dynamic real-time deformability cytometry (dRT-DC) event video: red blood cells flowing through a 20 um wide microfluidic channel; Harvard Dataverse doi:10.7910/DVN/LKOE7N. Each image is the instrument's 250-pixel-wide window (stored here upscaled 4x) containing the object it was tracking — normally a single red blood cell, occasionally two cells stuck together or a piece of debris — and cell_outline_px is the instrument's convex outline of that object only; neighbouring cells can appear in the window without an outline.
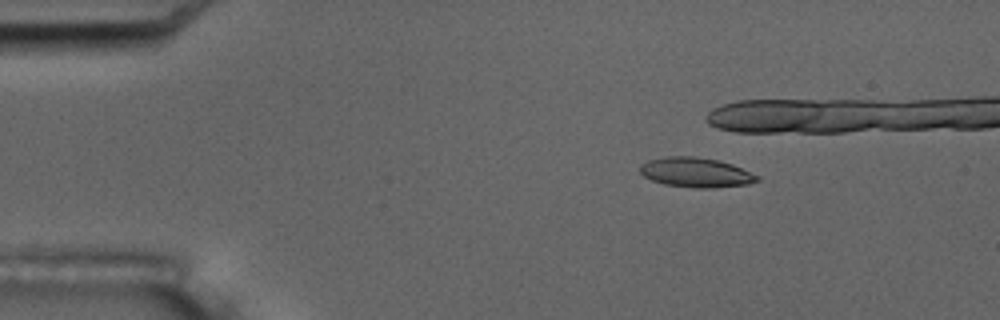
{"species": "common noctule bat (a hibernating species)", "species_latin": "Nyctalus noctula", "temperature_condition": "room temperature", "stored_images_in_passage": 9, "camera_frame_rate_fps": 3000, "um_per_image_px": 0.085, "animal": {"sex": "male", "body_mass_g": 17.5, "forearm_length_mm": 52.3}, "frame": {"image": 1, "passage_image": 2, "time_ms": 2.0, "image_size_px": [1000, 320], "cell_outline_px": [[760, 180], [748, 184], [716, 188], [696, 188], [664, 184], [652, 180], [644, 176], [640, 172], [640, 164], [648, 160], [664, 156], [696, 156], [716, 160], [732, 164], [760, 176]], "centroid_in_image_um": [59.15, 14.65], "position_along_channel_um": 25.8, "area_um2": 20.4}}